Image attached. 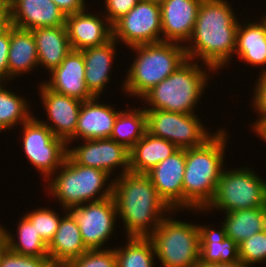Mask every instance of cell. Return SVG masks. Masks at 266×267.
<instances>
[{
    "label": "cell",
    "instance_id": "6da1fadb",
    "mask_svg": "<svg viewBox=\"0 0 266 267\" xmlns=\"http://www.w3.org/2000/svg\"><path fill=\"white\" fill-rule=\"evenodd\" d=\"M233 11L226 0H202L190 45L184 44L187 58L202 59L208 73L225 68L234 55L239 21Z\"/></svg>",
    "mask_w": 266,
    "mask_h": 267
},
{
    "label": "cell",
    "instance_id": "7a4b0ae2",
    "mask_svg": "<svg viewBox=\"0 0 266 267\" xmlns=\"http://www.w3.org/2000/svg\"><path fill=\"white\" fill-rule=\"evenodd\" d=\"M117 177L113 179V198L127 237H149L167 216L164 212H176L146 174L128 172Z\"/></svg>",
    "mask_w": 266,
    "mask_h": 267
},
{
    "label": "cell",
    "instance_id": "3957f363",
    "mask_svg": "<svg viewBox=\"0 0 266 267\" xmlns=\"http://www.w3.org/2000/svg\"><path fill=\"white\" fill-rule=\"evenodd\" d=\"M211 134L213 136L203 145L186 149L183 208L187 210L203 212L213 200L224 169V150L229 140L227 132L219 129Z\"/></svg>",
    "mask_w": 266,
    "mask_h": 267
},
{
    "label": "cell",
    "instance_id": "277c9868",
    "mask_svg": "<svg viewBox=\"0 0 266 267\" xmlns=\"http://www.w3.org/2000/svg\"><path fill=\"white\" fill-rule=\"evenodd\" d=\"M131 49L137 55L127 70L122 90L137 98H142L188 59L184 45L176 42L161 41L133 46Z\"/></svg>",
    "mask_w": 266,
    "mask_h": 267
},
{
    "label": "cell",
    "instance_id": "5b68a950",
    "mask_svg": "<svg viewBox=\"0 0 266 267\" xmlns=\"http://www.w3.org/2000/svg\"><path fill=\"white\" fill-rule=\"evenodd\" d=\"M56 172V175L48 179L51 180L47 188L49 193L59 200L64 211L113 196V179L106 184L110 181L109 173L98 168L81 166L68 154Z\"/></svg>",
    "mask_w": 266,
    "mask_h": 267
},
{
    "label": "cell",
    "instance_id": "8992f818",
    "mask_svg": "<svg viewBox=\"0 0 266 267\" xmlns=\"http://www.w3.org/2000/svg\"><path fill=\"white\" fill-rule=\"evenodd\" d=\"M193 63V60L187 59L175 72L147 92L140 99L150 105L144 110L195 114L194 107L201 99L209 76L206 68L203 70L196 62Z\"/></svg>",
    "mask_w": 266,
    "mask_h": 267
},
{
    "label": "cell",
    "instance_id": "52a82bcc",
    "mask_svg": "<svg viewBox=\"0 0 266 267\" xmlns=\"http://www.w3.org/2000/svg\"><path fill=\"white\" fill-rule=\"evenodd\" d=\"M149 238L162 267H196L199 264L198 225L165 217Z\"/></svg>",
    "mask_w": 266,
    "mask_h": 267
},
{
    "label": "cell",
    "instance_id": "ba28073f",
    "mask_svg": "<svg viewBox=\"0 0 266 267\" xmlns=\"http://www.w3.org/2000/svg\"><path fill=\"white\" fill-rule=\"evenodd\" d=\"M223 169L213 200L204 209L223 210L225 213L264 207L266 201V180L259 178L250 168Z\"/></svg>",
    "mask_w": 266,
    "mask_h": 267
},
{
    "label": "cell",
    "instance_id": "9c48e42d",
    "mask_svg": "<svg viewBox=\"0 0 266 267\" xmlns=\"http://www.w3.org/2000/svg\"><path fill=\"white\" fill-rule=\"evenodd\" d=\"M20 126L23 128L22 146L26 157L48 181L63 164L68 153L67 143L35 116Z\"/></svg>",
    "mask_w": 266,
    "mask_h": 267
},
{
    "label": "cell",
    "instance_id": "30bf717a",
    "mask_svg": "<svg viewBox=\"0 0 266 267\" xmlns=\"http://www.w3.org/2000/svg\"><path fill=\"white\" fill-rule=\"evenodd\" d=\"M147 132L172 142L178 149L203 145L213 135L195 114L145 110Z\"/></svg>",
    "mask_w": 266,
    "mask_h": 267
},
{
    "label": "cell",
    "instance_id": "8fae6325",
    "mask_svg": "<svg viewBox=\"0 0 266 267\" xmlns=\"http://www.w3.org/2000/svg\"><path fill=\"white\" fill-rule=\"evenodd\" d=\"M112 38L123 41L128 48L161 42L160 5L139 0L135 7L112 25Z\"/></svg>",
    "mask_w": 266,
    "mask_h": 267
},
{
    "label": "cell",
    "instance_id": "7c38bea8",
    "mask_svg": "<svg viewBox=\"0 0 266 267\" xmlns=\"http://www.w3.org/2000/svg\"><path fill=\"white\" fill-rule=\"evenodd\" d=\"M79 225L85 247L88 250L102 248L115 229L117 209L113 196L101 201L84 203L67 210Z\"/></svg>",
    "mask_w": 266,
    "mask_h": 267
},
{
    "label": "cell",
    "instance_id": "4fadbf2b",
    "mask_svg": "<svg viewBox=\"0 0 266 267\" xmlns=\"http://www.w3.org/2000/svg\"><path fill=\"white\" fill-rule=\"evenodd\" d=\"M83 145L68 147V155L79 165L101 169L110 175L118 166L121 174L130 172L129 150L113 139L84 140ZM114 169V170H113Z\"/></svg>",
    "mask_w": 266,
    "mask_h": 267
},
{
    "label": "cell",
    "instance_id": "5bb4252c",
    "mask_svg": "<svg viewBox=\"0 0 266 267\" xmlns=\"http://www.w3.org/2000/svg\"><path fill=\"white\" fill-rule=\"evenodd\" d=\"M41 100L44 110L47 113V118L52 122L50 125L40 120L45 124L56 137L63 139L67 146L75 140V129L77 126L78 115L82 101L59 94L47 88L43 83L39 85ZM71 141V142H70Z\"/></svg>",
    "mask_w": 266,
    "mask_h": 267
},
{
    "label": "cell",
    "instance_id": "9a60e30c",
    "mask_svg": "<svg viewBox=\"0 0 266 267\" xmlns=\"http://www.w3.org/2000/svg\"><path fill=\"white\" fill-rule=\"evenodd\" d=\"M185 162L186 149H178L146 173L159 196L172 210L176 211L183 208Z\"/></svg>",
    "mask_w": 266,
    "mask_h": 267
},
{
    "label": "cell",
    "instance_id": "2e32d148",
    "mask_svg": "<svg viewBox=\"0 0 266 267\" xmlns=\"http://www.w3.org/2000/svg\"><path fill=\"white\" fill-rule=\"evenodd\" d=\"M202 0H165L160 5L162 41L185 43L191 38Z\"/></svg>",
    "mask_w": 266,
    "mask_h": 267
},
{
    "label": "cell",
    "instance_id": "e0dca14e",
    "mask_svg": "<svg viewBox=\"0 0 266 267\" xmlns=\"http://www.w3.org/2000/svg\"><path fill=\"white\" fill-rule=\"evenodd\" d=\"M42 83L52 91L80 101L94 98L85 84V61L82 51L71 50L63 62Z\"/></svg>",
    "mask_w": 266,
    "mask_h": 267
},
{
    "label": "cell",
    "instance_id": "ac0fdd59",
    "mask_svg": "<svg viewBox=\"0 0 266 267\" xmlns=\"http://www.w3.org/2000/svg\"><path fill=\"white\" fill-rule=\"evenodd\" d=\"M84 11L66 16L65 26L72 50L101 46L112 39V25L104 15Z\"/></svg>",
    "mask_w": 266,
    "mask_h": 267
},
{
    "label": "cell",
    "instance_id": "d6986e66",
    "mask_svg": "<svg viewBox=\"0 0 266 267\" xmlns=\"http://www.w3.org/2000/svg\"><path fill=\"white\" fill-rule=\"evenodd\" d=\"M9 8L12 26L20 29L65 25L66 16L53 0H11Z\"/></svg>",
    "mask_w": 266,
    "mask_h": 267
},
{
    "label": "cell",
    "instance_id": "ffe728a7",
    "mask_svg": "<svg viewBox=\"0 0 266 267\" xmlns=\"http://www.w3.org/2000/svg\"><path fill=\"white\" fill-rule=\"evenodd\" d=\"M98 99L94 97L82 102L75 129L76 140L110 138L119 111L108 104L99 103Z\"/></svg>",
    "mask_w": 266,
    "mask_h": 267
},
{
    "label": "cell",
    "instance_id": "44dd1931",
    "mask_svg": "<svg viewBox=\"0 0 266 267\" xmlns=\"http://www.w3.org/2000/svg\"><path fill=\"white\" fill-rule=\"evenodd\" d=\"M88 249L85 247L79 225L66 211L61 217L59 227L48 244V255L55 267H65L71 260L78 258Z\"/></svg>",
    "mask_w": 266,
    "mask_h": 267
},
{
    "label": "cell",
    "instance_id": "7402d4cb",
    "mask_svg": "<svg viewBox=\"0 0 266 267\" xmlns=\"http://www.w3.org/2000/svg\"><path fill=\"white\" fill-rule=\"evenodd\" d=\"M118 41L111 39L101 46L82 50L85 61V84L94 97H99L109 83L110 70L115 59V45Z\"/></svg>",
    "mask_w": 266,
    "mask_h": 267
},
{
    "label": "cell",
    "instance_id": "603a6c76",
    "mask_svg": "<svg viewBox=\"0 0 266 267\" xmlns=\"http://www.w3.org/2000/svg\"><path fill=\"white\" fill-rule=\"evenodd\" d=\"M31 31L36 42L38 64L50 73L72 50L66 26L40 27Z\"/></svg>",
    "mask_w": 266,
    "mask_h": 267
},
{
    "label": "cell",
    "instance_id": "cb8c5ba5",
    "mask_svg": "<svg viewBox=\"0 0 266 267\" xmlns=\"http://www.w3.org/2000/svg\"><path fill=\"white\" fill-rule=\"evenodd\" d=\"M177 150L178 148L172 142L146 131L144 136L129 150L130 172L146 174Z\"/></svg>",
    "mask_w": 266,
    "mask_h": 267
},
{
    "label": "cell",
    "instance_id": "d4e9b609",
    "mask_svg": "<svg viewBox=\"0 0 266 267\" xmlns=\"http://www.w3.org/2000/svg\"><path fill=\"white\" fill-rule=\"evenodd\" d=\"M39 67L36 42L31 30L10 26L8 80ZM20 74V75H19Z\"/></svg>",
    "mask_w": 266,
    "mask_h": 267
},
{
    "label": "cell",
    "instance_id": "484cf974",
    "mask_svg": "<svg viewBox=\"0 0 266 267\" xmlns=\"http://www.w3.org/2000/svg\"><path fill=\"white\" fill-rule=\"evenodd\" d=\"M200 235L199 263H233L240 261L239 245L228 238L224 225L221 229H210L209 225H198Z\"/></svg>",
    "mask_w": 266,
    "mask_h": 267
},
{
    "label": "cell",
    "instance_id": "4316f807",
    "mask_svg": "<svg viewBox=\"0 0 266 267\" xmlns=\"http://www.w3.org/2000/svg\"><path fill=\"white\" fill-rule=\"evenodd\" d=\"M246 24V25H245ZM238 26L236 49L243 62L251 66H266V16L261 22H247ZM244 25V26H243Z\"/></svg>",
    "mask_w": 266,
    "mask_h": 267
},
{
    "label": "cell",
    "instance_id": "83f0119b",
    "mask_svg": "<svg viewBox=\"0 0 266 267\" xmlns=\"http://www.w3.org/2000/svg\"><path fill=\"white\" fill-rule=\"evenodd\" d=\"M225 215L223 225L226 235L238 245L252 235L266 229L264 207L231 211Z\"/></svg>",
    "mask_w": 266,
    "mask_h": 267
},
{
    "label": "cell",
    "instance_id": "f1b7e54d",
    "mask_svg": "<svg viewBox=\"0 0 266 267\" xmlns=\"http://www.w3.org/2000/svg\"><path fill=\"white\" fill-rule=\"evenodd\" d=\"M18 236H15L4 228L6 247L20 255L30 257H49L48 244L39 236V233L24 215L20 219L17 228Z\"/></svg>",
    "mask_w": 266,
    "mask_h": 267
},
{
    "label": "cell",
    "instance_id": "f546056e",
    "mask_svg": "<svg viewBox=\"0 0 266 267\" xmlns=\"http://www.w3.org/2000/svg\"><path fill=\"white\" fill-rule=\"evenodd\" d=\"M146 113L143 107L122 110L115 120L110 139L130 150L146 133Z\"/></svg>",
    "mask_w": 266,
    "mask_h": 267
},
{
    "label": "cell",
    "instance_id": "4dcf8cb0",
    "mask_svg": "<svg viewBox=\"0 0 266 267\" xmlns=\"http://www.w3.org/2000/svg\"><path fill=\"white\" fill-rule=\"evenodd\" d=\"M125 247L115 249L117 267H154L155 249L149 237H127Z\"/></svg>",
    "mask_w": 266,
    "mask_h": 267
},
{
    "label": "cell",
    "instance_id": "1f68e13d",
    "mask_svg": "<svg viewBox=\"0 0 266 267\" xmlns=\"http://www.w3.org/2000/svg\"><path fill=\"white\" fill-rule=\"evenodd\" d=\"M0 82V132L13 129L32 117L29 103L19 95L7 90ZM21 121V122H20Z\"/></svg>",
    "mask_w": 266,
    "mask_h": 267
},
{
    "label": "cell",
    "instance_id": "d6a6232c",
    "mask_svg": "<svg viewBox=\"0 0 266 267\" xmlns=\"http://www.w3.org/2000/svg\"><path fill=\"white\" fill-rule=\"evenodd\" d=\"M24 216L34 224L39 236L49 244L59 227L61 217L49 208H38Z\"/></svg>",
    "mask_w": 266,
    "mask_h": 267
},
{
    "label": "cell",
    "instance_id": "836d02e7",
    "mask_svg": "<svg viewBox=\"0 0 266 267\" xmlns=\"http://www.w3.org/2000/svg\"><path fill=\"white\" fill-rule=\"evenodd\" d=\"M239 258L248 266L266 261V229L239 244Z\"/></svg>",
    "mask_w": 266,
    "mask_h": 267
},
{
    "label": "cell",
    "instance_id": "e575fe53",
    "mask_svg": "<svg viewBox=\"0 0 266 267\" xmlns=\"http://www.w3.org/2000/svg\"><path fill=\"white\" fill-rule=\"evenodd\" d=\"M65 267H117L115 249L87 250Z\"/></svg>",
    "mask_w": 266,
    "mask_h": 267
},
{
    "label": "cell",
    "instance_id": "d590c367",
    "mask_svg": "<svg viewBox=\"0 0 266 267\" xmlns=\"http://www.w3.org/2000/svg\"><path fill=\"white\" fill-rule=\"evenodd\" d=\"M0 267H55L49 257H30L17 254L6 246L0 252Z\"/></svg>",
    "mask_w": 266,
    "mask_h": 267
},
{
    "label": "cell",
    "instance_id": "8d00e7d4",
    "mask_svg": "<svg viewBox=\"0 0 266 267\" xmlns=\"http://www.w3.org/2000/svg\"><path fill=\"white\" fill-rule=\"evenodd\" d=\"M139 0H105L107 14L105 17L111 25L118 19L126 15L133 7L137 5Z\"/></svg>",
    "mask_w": 266,
    "mask_h": 267
},
{
    "label": "cell",
    "instance_id": "74e56055",
    "mask_svg": "<svg viewBox=\"0 0 266 267\" xmlns=\"http://www.w3.org/2000/svg\"><path fill=\"white\" fill-rule=\"evenodd\" d=\"M259 80L256 81L254 87L253 107L256 113L259 115L258 118H266V68L261 69Z\"/></svg>",
    "mask_w": 266,
    "mask_h": 267
},
{
    "label": "cell",
    "instance_id": "f35d334b",
    "mask_svg": "<svg viewBox=\"0 0 266 267\" xmlns=\"http://www.w3.org/2000/svg\"><path fill=\"white\" fill-rule=\"evenodd\" d=\"M10 48V27L0 34V82L8 81V53Z\"/></svg>",
    "mask_w": 266,
    "mask_h": 267
},
{
    "label": "cell",
    "instance_id": "ab89813d",
    "mask_svg": "<svg viewBox=\"0 0 266 267\" xmlns=\"http://www.w3.org/2000/svg\"><path fill=\"white\" fill-rule=\"evenodd\" d=\"M57 7L65 16L84 11L86 8L85 0H53Z\"/></svg>",
    "mask_w": 266,
    "mask_h": 267
},
{
    "label": "cell",
    "instance_id": "60d3db41",
    "mask_svg": "<svg viewBox=\"0 0 266 267\" xmlns=\"http://www.w3.org/2000/svg\"><path fill=\"white\" fill-rule=\"evenodd\" d=\"M11 25L9 6L0 4V34L4 33Z\"/></svg>",
    "mask_w": 266,
    "mask_h": 267
},
{
    "label": "cell",
    "instance_id": "b9f144b4",
    "mask_svg": "<svg viewBox=\"0 0 266 267\" xmlns=\"http://www.w3.org/2000/svg\"><path fill=\"white\" fill-rule=\"evenodd\" d=\"M257 120L253 124L252 128L255 133L258 134V137L261 136L260 138L266 142V118H260Z\"/></svg>",
    "mask_w": 266,
    "mask_h": 267
},
{
    "label": "cell",
    "instance_id": "7bdbcfd3",
    "mask_svg": "<svg viewBox=\"0 0 266 267\" xmlns=\"http://www.w3.org/2000/svg\"><path fill=\"white\" fill-rule=\"evenodd\" d=\"M196 267H250L241 261L233 262V263H210V264H204L199 263Z\"/></svg>",
    "mask_w": 266,
    "mask_h": 267
},
{
    "label": "cell",
    "instance_id": "ee69618b",
    "mask_svg": "<svg viewBox=\"0 0 266 267\" xmlns=\"http://www.w3.org/2000/svg\"><path fill=\"white\" fill-rule=\"evenodd\" d=\"M5 232L4 226H0V252L5 248Z\"/></svg>",
    "mask_w": 266,
    "mask_h": 267
},
{
    "label": "cell",
    "instance_id": "f6af8a7d",
    "mask_svg": "<svg viewBox=\"0 0 266 267\" xmlns=\"http://www.w3.org/2000/svg\"><path fill=\"white\" fill-rule=\"evenodd\" d=\"M148 2L161 5L165 0H146Z\"/></svg>",
    "mask_w": 266,
    "mask_h": 267
},
{
    "label": "cell",
    "instance_id": "bcb514c9",
    "mask_svg": "<svg viewBox=\"0 0 266 267\" xmlns=\"http://www.w3.org/2000/svg\"><path fill=\"white\" fill-rule=\"evenodd\" d=\"M11 3V0H0V4L9 6Z\"/></svg>",
    "mask_w": 266,
    "mask_h": 267
}]
</instances>
